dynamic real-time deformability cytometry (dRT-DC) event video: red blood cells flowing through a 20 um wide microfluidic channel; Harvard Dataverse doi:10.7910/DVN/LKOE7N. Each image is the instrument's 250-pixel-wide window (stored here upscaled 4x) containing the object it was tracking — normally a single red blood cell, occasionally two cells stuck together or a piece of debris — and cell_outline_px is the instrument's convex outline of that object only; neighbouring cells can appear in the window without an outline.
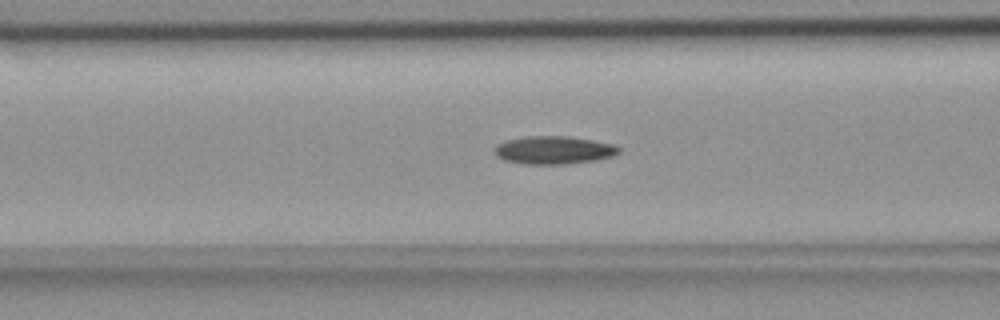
{"species": "common noctule bat (a hibernating species)", "species_latin": "Nyctalus noctula", "temperature_condition": "room temperature", "stored_images_in_passage": 56, "camera_frame_rate_fps": 3000, "um_per_image_px": 0.085, "animal": {"sex": "female", "body_mass_g": 18.4}, "frame": {"image": 1, "passage_image": 22, "time_ms": 7.0, "image_size_px": [1000, 320], "cell_outline_px": [[620, 152], [612, 156], [596, 160], [568, 164], [524, 164], [504, 160], [496, 156], [492, 148], [496, 144], [508, 140], [528, 136], [568, 136], [616, 144], [620, 148]], "centroid_in_image_um": [47.06, 12.76], "position_along_channel_um": 119.5, "area_um2": 20.46}}
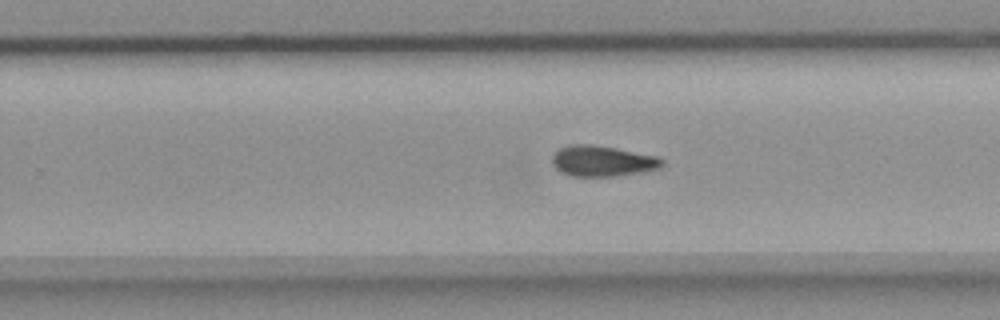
{"frame": {"image": 2, "passage_image": 35, "time_ms": 11.333, "image_size_px": [1000, 320], "cell_outline_px": [[664, 164], [660, 168], [640, 172], [616, 176], [572, 176], [560, 172], [552, 164], [552, 156], [560, 148], [572, 144], [592, 144], [616, 148], [660, 156], [664, 160]], "centroid_in_image_um": [51.23, 13.68], "position_along_channel_um": 278.6, "area_um2": 19.83}}
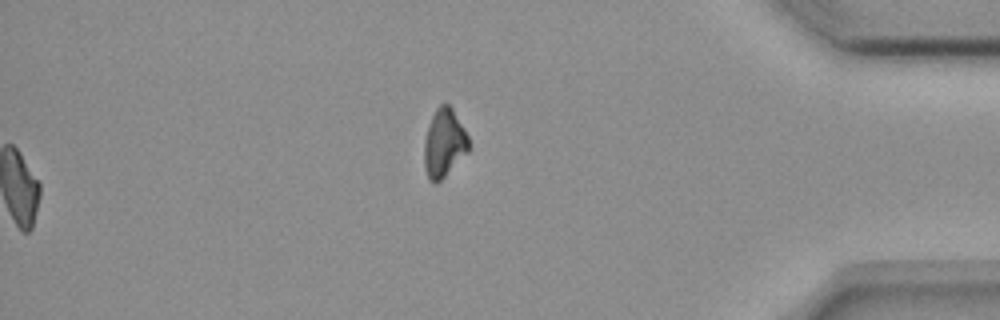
{"frame": {"image": 3, "passage_image": 56, "time_ms": 18.333, "image_size_px": [1000, 320], "cell_outline_px": [[468, 152], [436, 184], [428, 180], [424, 164], [424, 144], [428, 124], [436, 108], [444, 100], [452, 108], [464, 128], [468, 136]], "centroid_in_image_um": [37.73, 12.14], "position_along_channel_um": 397.5, "area_um2": 17.69}}